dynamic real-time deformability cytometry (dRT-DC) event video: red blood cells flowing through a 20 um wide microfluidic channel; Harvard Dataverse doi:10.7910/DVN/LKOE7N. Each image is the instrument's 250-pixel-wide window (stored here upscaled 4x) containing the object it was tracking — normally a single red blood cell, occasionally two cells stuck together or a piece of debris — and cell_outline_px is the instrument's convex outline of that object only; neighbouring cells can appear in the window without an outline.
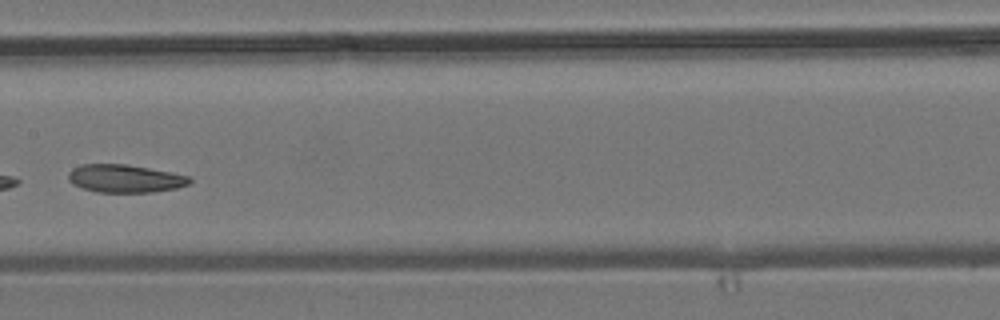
{"species": "common noctule bat (a hibernating species)", "species_latin": "Nyctalus noctula", "temperature_condition": "room temperature", "stored_images_in_passage": 8, "camera_frame_rate_fps": 3000, "um_per_image_px": 0.085, "animal": {"sex": "male", "body_mass_g": 19.2, "forearm_length_mm": 51.8}, "frame": {"image": 1, "passage_image": 7, "time_ms": 7.0, "image_size_px": [1000, 320], "cell_outline_px": [[192, 180], [188, 184], [176, 188], [152, 192], [96, 192], [72, 184], [68, 180], [68, 172], [72, 168], [80, 164], [128, 164], [188, 176]], "centroid_in_image_um": [10.56, 15.17], "position_along_channel_um": 196.8, "area_um2": 19.65}}
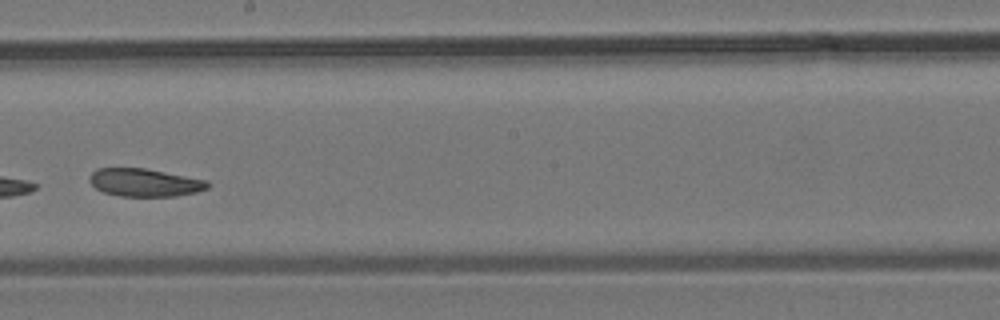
{"frame": {"image": 2, "passage_image": 8, "time_ms": 8.0, "image_size_px": [1000, 320], "cell_outline_px": [[208, 188], [196, 192], [176, 196], [120, 196], [104, 192], [96, 188], [88, 180], [88, 176], [96, 168], [144, 168], [208, 180]], "centroid_in_image_um": [12.27, 15.51], "position_along_channel_um": 235.9, "area_um2": 19.19}}